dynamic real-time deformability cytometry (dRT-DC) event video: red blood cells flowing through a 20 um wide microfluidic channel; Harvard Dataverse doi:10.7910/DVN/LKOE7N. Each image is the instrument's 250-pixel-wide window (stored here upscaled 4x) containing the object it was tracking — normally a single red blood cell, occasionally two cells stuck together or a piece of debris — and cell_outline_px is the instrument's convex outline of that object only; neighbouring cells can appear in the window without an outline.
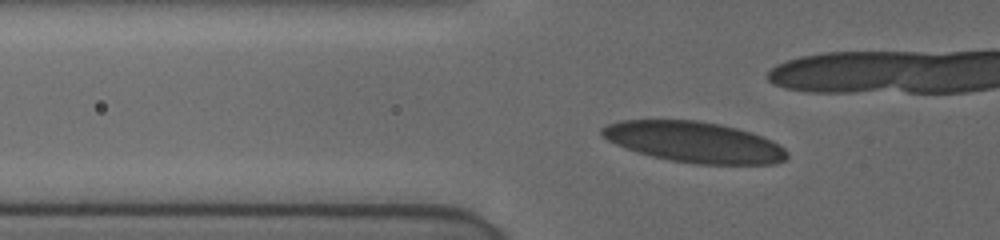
{"species": "human", "species_latin": "Homo sapiens", "temperature_condition": "cold", "stored_images_in_passage": 20, "camera_frame_rate_fps": 3000, "um_per_image_px": 0.085, "donor": {"sex": "female"}, "frame": {"image": 1, "passage_image": 16, "time_ms": 3.0, "image_size_px": [1000, 240], "cell_outline_px": [[788, 156], [784, 160], [772, 164], [692, 164], [652, 156], [616, 144], [608, 140], [600, 132], [600, 128], [608, 124], [620, 120], [696, 120], [720, 124], [736, 128], [772, 140], [780, 144], [788, 152]], "centroid_in_image_um": [59.02, 12.07], "position_along_channel_um": 66.8, "area_um2": 43.64}}